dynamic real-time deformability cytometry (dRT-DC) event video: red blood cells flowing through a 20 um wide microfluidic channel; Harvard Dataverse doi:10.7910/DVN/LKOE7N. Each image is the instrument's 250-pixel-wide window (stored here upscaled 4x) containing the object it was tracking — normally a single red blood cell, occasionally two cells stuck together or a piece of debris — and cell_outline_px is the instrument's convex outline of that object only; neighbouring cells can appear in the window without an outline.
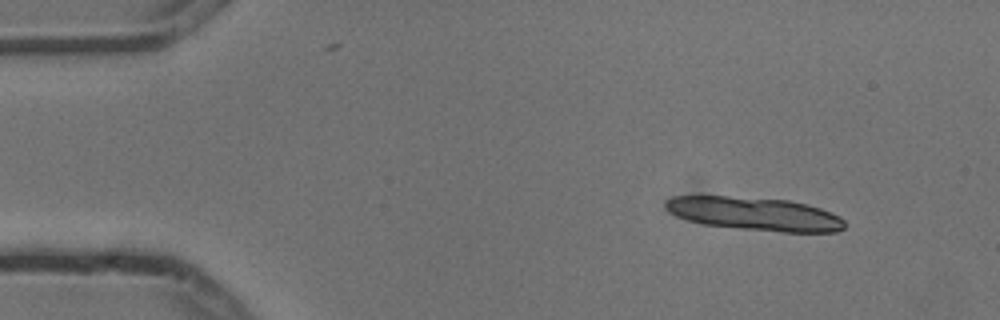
{"species": "common noctule bat (a hibernating species)", "species_latin": "Nyctalus noctula", "temperature_condition": "cold", "stored_images_in_passage": 4, "camera_frame_rate_fps": 3000, "um_per_image_px": 0.085, "animal": {"sex": "male", "body_mass_g": 13.3}, "frame": {"image": 1, "passage_image": 1, "time_ms": 0.0, "image_size_px": [1000, 320], "cell_outline_px": [[844, 228], [836, 232], [780, 232], [740, 228], [704, 224], [688, 220], [676, 216], [664, 204], [664, 200], [672, 196], [728, 196], [788, 200], [808, 204], [832, 212], [840, 216], [844, 220]], "centroid_in_image_um": [64.18, 18.17], "position_along_channel_um": 20.8, "area_um2": 34.68}}